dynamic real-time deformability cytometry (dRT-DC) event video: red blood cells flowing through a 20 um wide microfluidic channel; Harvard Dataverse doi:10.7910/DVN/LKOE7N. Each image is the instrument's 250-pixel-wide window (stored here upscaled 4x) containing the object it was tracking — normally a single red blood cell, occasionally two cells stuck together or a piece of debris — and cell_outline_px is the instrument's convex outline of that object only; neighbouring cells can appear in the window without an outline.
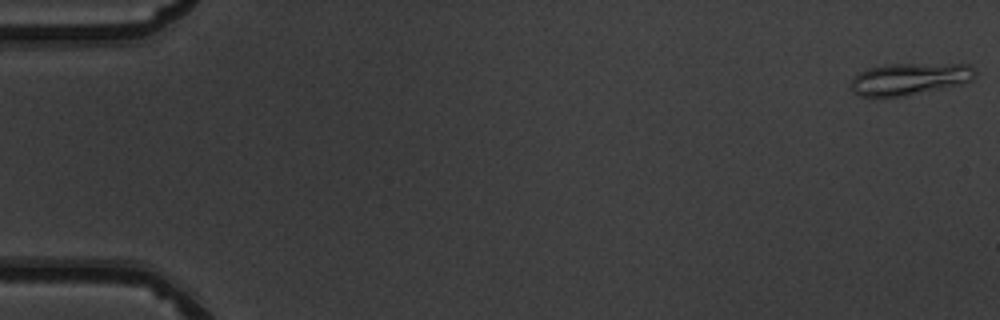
{"species": "common noctule bat (a hibernating species)", "species_latin": "Nyctalus noctula", "temperature_condition": "warm", "stored_images_in_passage": 9, "camera_frame_rate_fps": 3000, "um_per_image_px": 0.085, "animal": {"sex": "male", "body_mass_g": 19.5, "forearm_length_mm": 54.6}, "frame": {"image": 1, "passage_image": 1, "time_ms": 0.0, "image_size_px": [1000, 320], "cell_outline_px": [[976, 76], [972, 80], [960, 84], [900, 96], [860, 96], [852, 92], [852, 76], [868, 68], [892, 64], [972, 64], [976, 72]], "centroid_in_image_um": [77.32, 6.69], "position_along_channel_um": 7.7, "area_um2": 22.83}}